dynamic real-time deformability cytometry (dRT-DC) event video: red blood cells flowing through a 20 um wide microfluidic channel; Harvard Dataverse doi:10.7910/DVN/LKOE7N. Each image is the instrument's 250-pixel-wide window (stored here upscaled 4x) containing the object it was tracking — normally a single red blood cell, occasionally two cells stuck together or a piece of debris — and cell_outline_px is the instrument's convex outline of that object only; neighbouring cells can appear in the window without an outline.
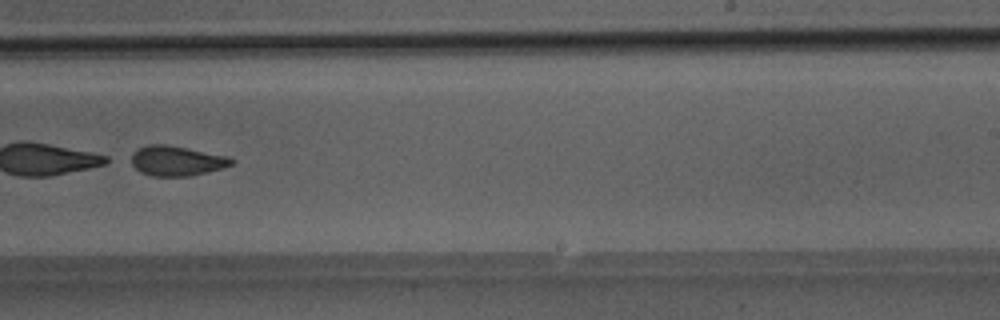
{"species": "Egyptian fruit bat (a non-hibernating species)", "species_latin": "Rousettus aegyptiacus", "temperature_condition": "room temperature", "stored_images_in_passage": 43, "camera_frame_rate_fps": 3000, "um_per_image_px": 0.085, "animal": {"sex": "male"}, "frame": {"image": 1, "passage_image": 31, "time_ms": 10.0, "image_size_px": [1000, 320], "cell_outline_px": [[236, 160], [232, 164], [220, 168], [188, 176], [152, 176], [140, 172], [132, 164], [132, 152], [136, 148], [148, 144], [164, 144], [228, 156]], "centroid_in_image_um": [14.97, 13.66], "position_along_channel_um": 274.0, "area_um2": 17.28}}